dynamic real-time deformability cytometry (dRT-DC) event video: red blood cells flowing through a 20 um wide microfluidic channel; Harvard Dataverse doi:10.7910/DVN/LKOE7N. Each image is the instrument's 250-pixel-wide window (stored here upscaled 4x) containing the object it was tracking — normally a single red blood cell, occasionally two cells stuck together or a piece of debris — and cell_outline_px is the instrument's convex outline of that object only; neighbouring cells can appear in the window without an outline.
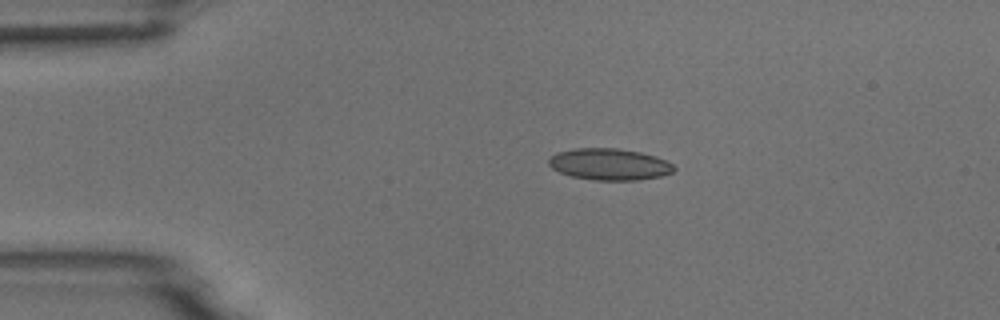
{"species": "common noctule bat (a hibernating species)", "species_latin": "Nyctalus noctula", "temperature_condition": "room temperature", "stored_images_in_passage": 4, "camera_frame_rate_fps": 3000, "um_per_image_px": 0.085, "animal": {"sex": "male", "body_mass_g": 18.8}, "frame": {"image": 1, "passage_image": 3, "time_ms": 2.333, "image_size_px": [1000, 320], "cell_outline_px": [[676, 168], [672, 172], [660, 176], [640, 180], [596, 180], [572, 176], [560, 172], [552, 168], [548, 164], [548, 160], [556, 152], [572, 148], [616, 148], [640, 152], [656, 156], [672, 164]], "centroid_in_image_um": [51.78, 13.96], "position_along_channel_um": 33.2, "area_um2": 23.0}}